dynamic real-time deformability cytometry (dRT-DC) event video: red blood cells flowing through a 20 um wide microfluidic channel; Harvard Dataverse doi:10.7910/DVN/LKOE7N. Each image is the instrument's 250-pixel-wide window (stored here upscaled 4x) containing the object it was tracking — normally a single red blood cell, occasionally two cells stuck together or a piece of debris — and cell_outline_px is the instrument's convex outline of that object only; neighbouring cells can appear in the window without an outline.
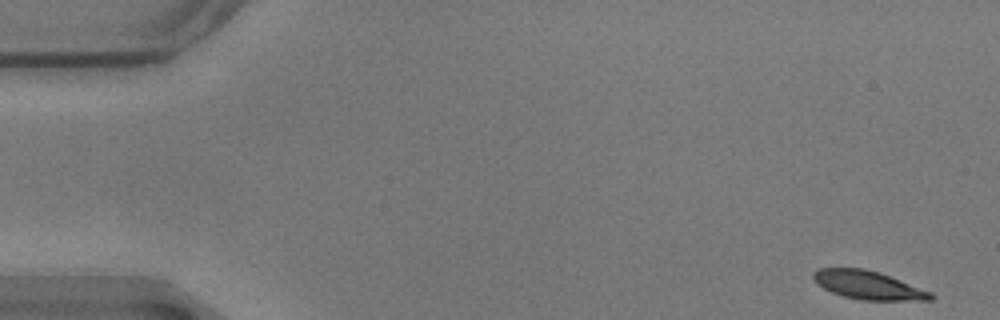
{"species": "common noctule bat (a hibernating species)", "species_latin": "Nyctalus noctula", "temperature_condition": "warm", "stored_images_in_passage": 56, "camera_frame_rate_fps": 3000, "um_per_image_px": 0.085, "animal": {"sex": "male", "body_mass_g": 17.9}, "frame": {"image": 1, "passage_image": 1, "time_ms": 0.0, "image_size_px": [1000, 320], "cell_outline_px": [[936, 296], [932, 300], [860, 300], [844, 296], [832, 292], [816, 284], [812, 280], [812, 272], [816, 268], [864, 268], [880, 272], [932, 292]], "centroid_in_image_um": [73.77, 24.22], "position_along_channel_um": 11.2, "area_um2": 19.65}}
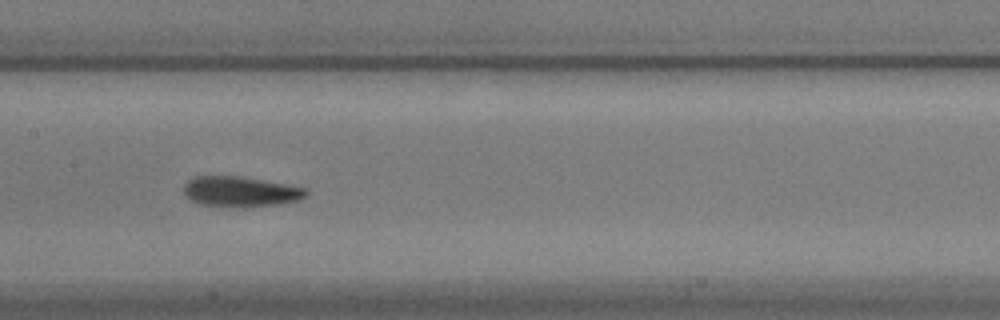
{"frame": {"image": 2, "passage_image": 27, "time_ms": 8.667, "image_size_px": [1000, 320], "cell_outline_px": [[308, 196], [300, 200], [280, 204], [200, 204], [184, 196], [184, 184], [192, 176], [244, 176], [308, 188]], "centroid_in_image_um": [20.48, 16.22], "position_along_channel_um": 186.9, "area_um2": 20.98}}
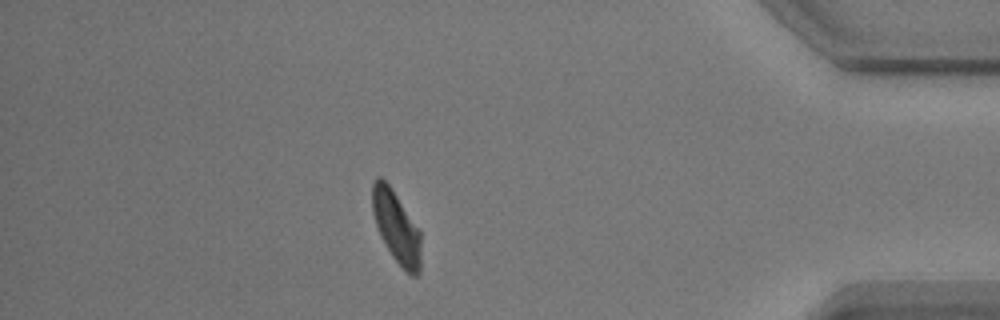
{"frame": {"image": 3, "passage_image": 49, "time_ms": 16.0, "image_size_px": [1000, 320], "cell_outline_px": [[420, 272], [416, 276], [408, 276], [392, 256], [380, 236], [372, 212], [372, 184], [376, 176], [380, 176], [392, 188], [420, 232]], "centroid_in_image_um": [33.67, 19.32], "position_along_channel_um": 401.5, "area_um2": 20.35}, "authors_computed_cell_mechanics": {"area_um2": 20.8947, "velocity_mm_per_s": 3.4813, "shape_relaxation_time_tau1_ms": 4.638, "shape_relaxation_time_tau2_ms": 3.4408, "deformation_change_tau1": 0.1259, "deformation_change_tau2": 0.0888}}